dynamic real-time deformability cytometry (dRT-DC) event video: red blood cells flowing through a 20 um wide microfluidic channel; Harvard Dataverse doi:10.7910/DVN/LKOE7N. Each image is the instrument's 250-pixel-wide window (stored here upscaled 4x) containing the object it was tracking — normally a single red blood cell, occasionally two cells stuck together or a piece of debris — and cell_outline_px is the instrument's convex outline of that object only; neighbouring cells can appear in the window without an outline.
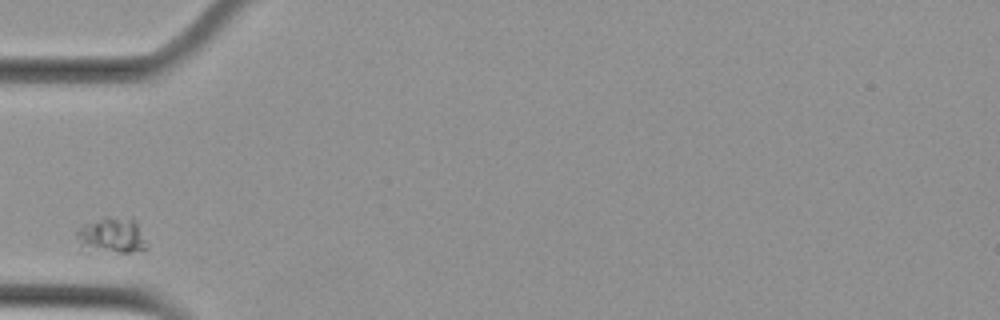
{"species": "Egyptian fruit bat (a non-hibernating species)", "species_latin": "Rousettus aegyptiacus", "temperature_condition": "cold", "stored_images_in_passage": 9, "camera_frame_rate_fps": 3000, "um_per_image_px": 0.085, "animal": {"sex": "female"}, "frame": {"image": 1, "passage_image": 1, "time_ms": 0.0, "image_size_px": [1000, 320], "cell_outline_px": [[148, 248], [128, 252], [120, 252], [80, 248], [76, 236], [76, 232], [84, 224], [108, 216], [136, 220], [148, 244]], "centroid_in_image_um": [9.51, 20.0], "position_along_channel_um": 75.5, "area_um2": 14.39}}
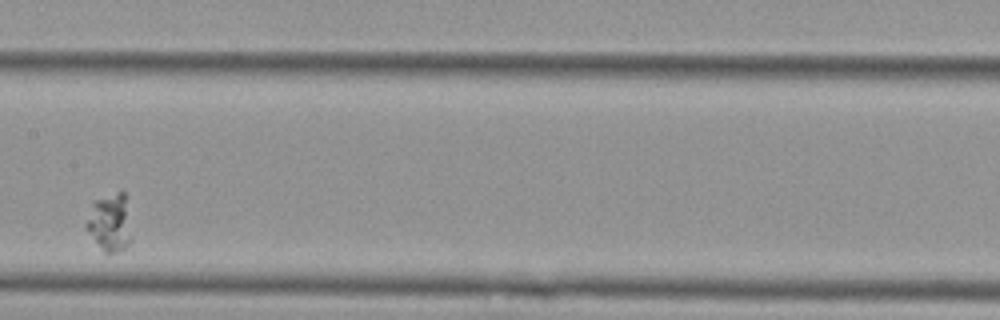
{"frame": {"image": 2, "passage_image": 4, "time_ms": 1.0, "image_size_px": [1000, 320], "cell_outline_px": [[132, 248], [108, 256], [104, 252], [88, 232], [84, 224], [92, 200], [116, 192], [124, 192], [132, 236]], "centroid_in_image_um": [9.35, 18.99], "position_along_channel_um": 198.0, "area_um2": 15.9}}
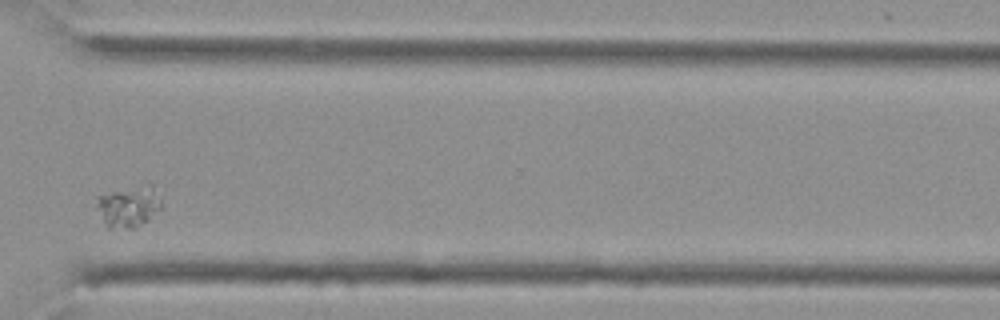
{"frame": {"image": 3, "passage_image": 8, "time_ms": 2.333, "image_size_px": [1000, 320], "cell_outline_px": [[160, 208], [148, 220], [136, 228], [108, 228], [96, 204], [96, 196], [112, 192], [148, 184], [152, 184], [160, 200]], "centroid_in_image_um": [10.94, 17.56], "position_along_channel_um": 359.7, "area_um2": 15.09}}